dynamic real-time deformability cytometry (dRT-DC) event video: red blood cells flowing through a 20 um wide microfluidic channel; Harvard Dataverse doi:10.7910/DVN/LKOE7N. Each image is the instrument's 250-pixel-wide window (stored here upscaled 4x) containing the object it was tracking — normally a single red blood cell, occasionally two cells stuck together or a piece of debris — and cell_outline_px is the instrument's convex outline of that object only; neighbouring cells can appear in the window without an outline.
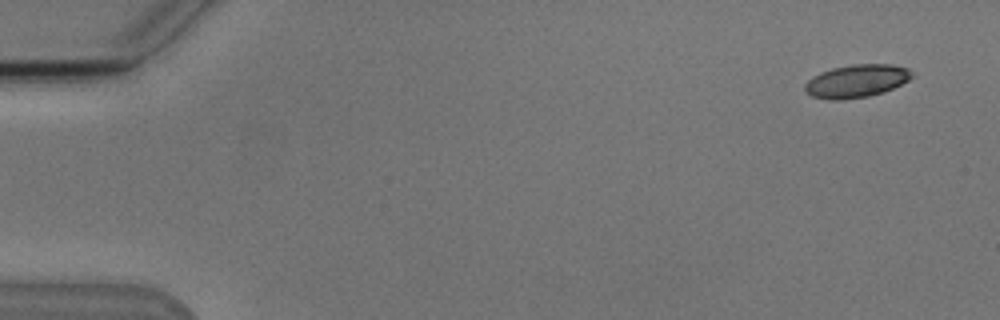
{"species": "Egyptian fruit bat (a non-hibernating species)", "species_latin": "Rousettus aegyptiacus", "temperature_condition": "cold", "stored_images_in_passage": 4, "camera_frame_rate_fps": 3000, "um_per_image_px": 0.085, "animal": {"sex": "male"}, "frame": {"image": 1, "passage_image": 1, "time_ms": 0.0, "image_size_px": [1000, 320], "cell_outline_px": [[916, 76], [884, 92], [868, 96], [840, 100], [828, 100], [812, 96], [804, 92], [804, 84], [812, 76], [820, 72], [832, 68], [852, 64], [892, 64], [908, 68], [916, 72]], "centroid_in_image_um": [72.81, 6.88], "position_along_channel_um": 12.2, "area_um2": 20.87}}
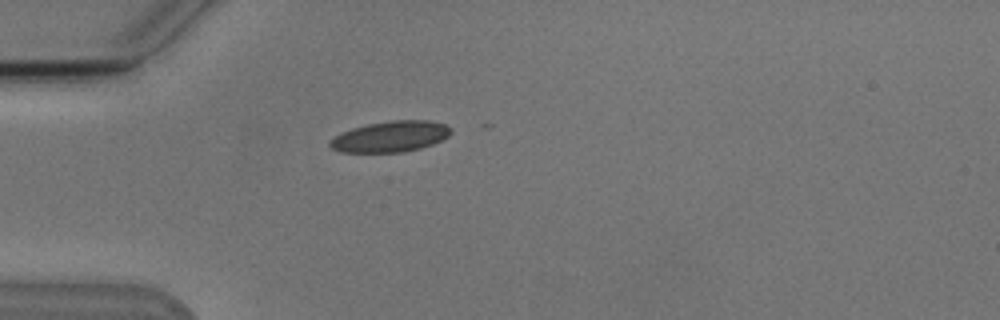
{"frame": {"image": 2, "passage_image": 4, "time_ms": 4.333, "image_size_px": [1000, 320], "cell_outline_px": [[452, 132], [448, 136], [432, 144], [420, 148], [404, 152], [340, 152], [332, 148], [328, 144], [328, 140], [340, 132], [352, 128], [368, 124], [392, 120], [428, 120], [444, 124], [452, 128]], "centroid_in_image_um": [33.16, 11.6], "position_along_channel_um": 51.8, "area_um2": 21.85}}